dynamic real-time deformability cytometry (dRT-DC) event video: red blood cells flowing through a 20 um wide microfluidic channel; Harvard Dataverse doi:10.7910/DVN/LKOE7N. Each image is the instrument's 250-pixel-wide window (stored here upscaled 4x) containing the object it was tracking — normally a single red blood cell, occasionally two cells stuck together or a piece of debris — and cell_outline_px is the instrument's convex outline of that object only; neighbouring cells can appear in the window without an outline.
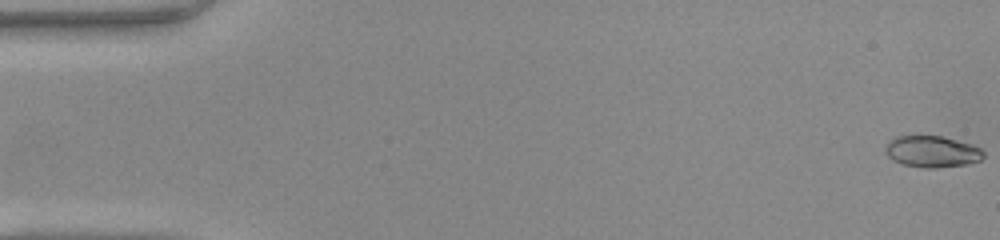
{"species": "common noctule bat (a hibernating species)", "species_latin": "Nyctalus noctula", "temperature_condition": "warm", "stored_images_in_passage": 14, "camera_frame_rate_fps": 3000, "um_per_image_px": 0.085, "animal": {"sex": "female", "body_mass_g": 22.0, "forearm_length_mm": 56.7}, "frame": {"image": 1, "passage_image": 1, "time_ms": 0.0, "image_size_px": [1000, 240], "cell_outline_px": [[984, 156], [980, 160], [968, 164], [936, 168], [924, 168], [904, 164], [892, 160], [888, 156], [884, 148], [888, 140], [896, 136], [940, 136], [972, 144], [980, 148], [984, 152]], "centroid_in_image_um": [79.21, 12.88], "position_along_channel_um": 5.8, "area_um2": 18.03}}
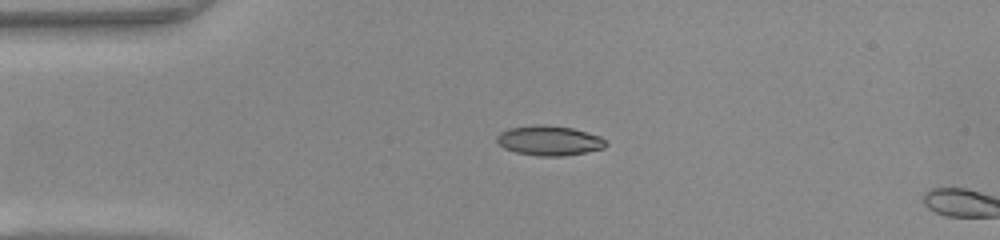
{"frame": {"image": 2, "passage_image": 12, "time_ms": 3.667, "image_size_px": [1000, 240], "cell_outline_px": [[608, 144], [604, 148], [564, 156], [536, 156], [516, 152], [504, 148], [496, 140], [496, 136], [500, 132], [508, 128], [536, 124], [544, 124], [572, 128], [600, 136]], "centroid_in_image_um": [46.66, 11.94], "position_along_channel_um": 38.3, "area_um2": 18.96}}